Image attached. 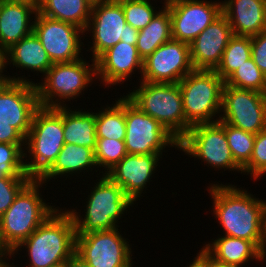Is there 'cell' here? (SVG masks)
Returning a JSON list of instances; mask_svg holds the SVG:
<instances>
[{"instance_id":"1","label":"cell","mask_w":266,"mask_h":267,"mask_svg":"<svg viewBox=\"0 0 266 267\" xmlns=\"http://www.w3.org/2000/svg\"><path fill=\"white\" fill-rule=\"evenodd\" d=\"M213 215L226 236L253 242L261 251L264 239L266 201L232 184H210Z\"/></svg>"},{"instance_id":"2","label":"cell","mask_w":266,"mask_h":267,"mask_svg":"<svg viewBox=\"0 0 266 267\" xmlns=\"http://www.w3.org/2000/svg\"><path fill=\"white\" fill-rule=\"evenodd\" d=\"M59 207L9 256L27 249L26 267H53L65 263L75 253L76 230L68 209Z\"/></svg>"},{"instance_id":"3","label":"cell","mask_w":266,"mask_h":267,"mask_svg":"<svg viewBox=\"0 0 266 267\" xmlns=\"http://www.w3.org/2000/svg\"><path fill=\"white\" fill-rule=\"evenodd\" d=\"M42 185L39 179H31L0 217V251L4 255H10L58 208L45 203Z\"/></svg>"},{"instance_id":"4","label":"cell","mask_w":266,"mask_h":267,"mask_svg":"<svg viewBox=\"0 0 266 267\" xmlns=\"http://www.w3.org/2000/svg\"><path fill=\"white\" fill-rule=\"evenodd\" d=\"M64 144L63 107L40 106L25 138L24 158L29 155L24 160L27 175L39 179L52 166Z\"/></svg>"},{"instance_id":"5","label":"cell","mask_w":266,"mask_h":267,"mask_svg":"<svg viewBox=\"0 0 266 267\" xmlns=\"http://www.w3.org/2000/svg\"><path fill=\"white\" fill-rule=\"evenodd\" d=\"M91 188L86 197L85 215L81 216V211L76 212V209L68 210L73 218L76 234L117 228L118 220L127 213V209L130 210V206L135 205L123 189L106 174H102Z\"/></svg>"},{"instance_id":"6","label":"cell","mask_w":266,"mask_h":267,"mask_svg":"<svg viewBox=\"0 0 266 267\" xmlns=\"http://www.w3.org/2000/svg\"><path fill=\"white\" fill-rule=\"evenodd\" d=\"M178 84L185 113V134L194 125L219 121L225 82L214 70H194Z\"/></svg>"},{"instance_id":"7","label":"cell","mask_w":266,"mask_h":267,"mask_svg":"<svg viewBox=\"0 0 266 267\" xmlns=\"http://www.w3.org/2000/svg\"><path fill=\"white\" fill-rule=\"evenodd\" d=\"M83 58L54 63L47 70L42 82L35 83L40 106L47 108L68 106L65 104L66 101L76 99L89 84L92 85L96 77V61L91 58L92 64H89Z\"/></svg>"},{"instance_id":"8","label":"cell","mask_w":266,"mask_h":267,"mask_svg":"<svg viewBox=\"0 0 266 267\" xmlns=\"http://www.w3.org/2000/svg\"><path fill=\"white\" fill-rule=\"evenodd\" d=\"M139 82L140 86L133 88L126 97L179 141L185 135V113L179 84Z\"/></svg>"},{"instance_id":"9","label":"cell","mask_w":266,"mask_h":267,"mask_svg":"<svg viewBox=\"0 0 266 267\" xmlns=\"http://www.w3.org/2000/svg\"><path fill=\"white\" fill-rule=\"evenodd\" d=\"M92 33L93 60H97L106 50L119 41L131 45L137 44L139 31L126 24L122 9V0H110L93 3L91 16L84 32Z\"/></svg>"},{"instance_id":"10","label":"cell","mask_w":266,"mask_h":267,"mask_svg":"<svg viewBox=\"0 0 266 267\" xmlns=\"http://www.w3.org/2000/svg\"><path fill=\"white\" fill-rule=\"evenodd\" d=\"M178 149L190 158L202 160L207 167L242 174V168L233 159L224 128L218 122L192 126L179 140Z\"/></svg>"},{"instance_id":"11","label":"cell","mask_w":266,"mask_h":267,"mask_svg":"<svg viewBox=\"0 0 266 267\" xmlns=\"http://www.w3.org/2000/svg\"><path fill=\"white\" fill-rule=\"evenodd\" d=\"M125 122V145L128 154L162 156L167 146L179 150V141L157 120L142 112L126 96Z\"/></svg>"},{"instance_id":"12","label":"cell","mask_w":266,"mask_h":267,"mask_svg":"<svg viewBox=\"0 0 266 267\" xmlns=\"http://www.w3.org/2000/svg\"><path fill=\"white\" fill-rule=\"evenodd\" d=\"M118 228L76 234L75 254L91 267H133L132 245Z\"/></svg>"},{"instance_id":"13","label":"cell","mask_w":266,"mask_h":267,"mask_svg":"<svg viewBox=\"0 0 266 267\" xmlns=\"http://www.w3.org/2000/svg\"><path fill=\"white\" fill-rule=\"evenodd\" d=\"M219 120L256 135L266 129V94L224 85Z\"/></svg>"},{"instance_id":"14","label":"cell","mask_w":266,"mask_h":267,"mask_svg":"<svg viewBox=\"0 0 266 267\" xmlns=\"http://www.w3.org/2000/svg\"><path fill=\"white\" fill-rule=\"evenodd\" d=\"M33 32L40 39L52 63L71 62L83 57L81 41L85 32L78 26L55 20L38 11L33 21Z\"/></svg>"},{"instance_id":"15","label":"cell","mask_w":266,"mask_h":267,"mask_svg":"<svg viewBox=\"0 0 266 267\" xmlns=\"http://www.w3.org/2000/svg\"><path fill=\"white\" fill-rule=\"evenodd\" d=\"M194 70L189 44L171 39L143 60L140 81L179 83Z\"/></svg>"},{"instance_id":"16","label":"cell","mask_w":266,"mask_h":267,"mask_svg":"<svg viewBox=\"0 0 266 267\" xmlns=\"http://www.w3.org/2000/svg\"><path fill=\"white\" fill-rule=\"evenodd\" d=\"M170 12L172 39L190 44L222 15V2L180 0L167 6Z\"/></svg>"},{"instance_id":"17","label":"cell","mask_w":266,"mask_h":267,"mask_svg":"<svg viewBox=\"0 0 266 267\" xmlns=\"http://www.w3.org/2000/svg\"><path fill=\"white\" fill-rule=\"evenodd\" d=\"M39 107L34 83L9 80L0 86V122L9 123L24 138Z\"/></svg>"},{"instance_id":"18","label":"cell","mask_w":266,"mask_h":267,"mask_svg":"<svg viewBox=\"0 0 266 267\" xmlns=\"http://www.w3.org/2000/svg\"><path fill=\"white\" fill-rule=\"evenodd\" d=\"M160 158H162L161 155L127 154L106 175L136 203L140 200L138 198L143 196L141 194H144V189H147V183L150 185Z\"/></svg>"},{"instance_id":"19","label":"cell","mask_w":266,"mask_h":267,"mask_svg":"<svg viewBox=\"0 0 266 267\" xmlns=\"http://www.w3.org/2000/svg\"><path fill=\"white\" fill-rule=\"evenodd\" d=\"M232 36L230 23L222 14L189 44L194 69L215 70Z\"/></svg>"},{"instance_id":"20","label":"cell","mask_w":266,"mask_h":267,"mask_svg":"<svg viewBox=\"0 0 266 267\" xmlns=\"http://www.w3.org/2000/svg\"><path fill=\"white\" fill-rule=\"evenodd\" d=\"M142 69L143 59L136 45L119 41L96 60V79L101 80L105 87H113L131 79L134 71H140L142 77Z\"/></svg>"},{"instance_id":"21","label":"cell","mask_w":266,"mask_h":267,"mask_svg":"<svg viewBox=\"0 0 266 267\" xmlns=\"http://www.w3.org/2000/svg\"><path fill=\"white\" fill-rule=\"evenodd\" d=\"M222 14L233 35L252 37L266 31V0H224Z\"/></svg>"},{"instance_id":"22","label":"cell","mask_w":266,"mask_h":267,"mask_svg":"<svg viewBox=\"0 0 266 267\" xmlns=\"http://www.w3.org/2000/svg\"><path fill=\"white\" fill-rule=\"evenodd\" d=\"M37 8L36 5L25 2L0 0V48L3 51L6 52L33 32L32 20L38 11Z\"/></svg>"},{"instance_id":"23","label":"cell","mask_w":266,"mask_h":267,"mask_svg":"<svg viewBox=\"0 0 266 267\" xmlns=\"http://www.w3.org/2000/svg\"><path fill=\"white\" fill-rule=\"evenodd\" d=\"M212 240L203 248L218 262L242 267L250 259L258 262L265 260L262 251L249 240L226 235Z\"/></svg>"},{"instance_id":"24","label":"cell","mask_w":266,"mask_h":267,"mask_svg":"<svg viewBox=\"0 0 266 267\" xmlns=\"http://www.w3.org/2000/svg\"><path fill=\"white\" fill-rule=\"evenodd\" d=\"M96 167L94 149L75 144H64L52 166L39 180L45 184L50 181V179H57L62 176L68 177L69 175L73 176L80 174L82 171L84 173L89 172L90 169L92 172Z\"/></svg>"},{"instance_id":"25","label":"cell","mask_w":266,"mask_h":267,"mask_svg":"<svg viewBox=\"0 0 266 267\" xmlns=\"http://www.w3.org/2000/svg\"><path fill=\"white\" fill-rule=\"evenodd\" d=\"M8 64L15 66L16 69L40 72L43 76L53 65L40 39L34 32L6 51V65Z\"/></svg>"},{"instance_id":"26","label":"cell","mask_w":266,"mask_h":267,"mask_svg":"<svg viewBox=\"0 0 266 267\" xmlns=\"http://www.w3.org/2000/svg\"><path fill=\"white\" fill-rule=\"evenodd\" d=\"M68 107H63L65 144H75L95 150L97 142L95 111H82L83 109L79 110V108L72 110Z\"/></svg>"},{"instance_id":"27","label":"cell","mask_w":266,"mask_h":267,"mask_svg":"<svg viewBox=\"0 0 266 267\" xmlns=\"http://www.w3.org/2000/svg\"><path fill=\"white\" fill-rule=\"evenodd\" d=\"M92 6L91 0H40L37 10L41 15L72 23L85 30Z\"/></svg>"},{"instance_id":"28","label":"cell","mask_w":266,"mask_h":267,"mask_svg":"<svg viewBox=\"0 0 266 267\" xmlns=\"http://www.w3.org/2000/svg\"><path fill=\"white\" fill-rule=\"evenodd\" d=\"M172 39V28L170 12L167 7L162 9L154 16L150 23L139 30L137 38V51L144 60L152 54L159 46Z\"/></svg>"},{"instance_id":"29","label":"cell","mask_w":266,"mask_h":267,"mask_svg":"<svg viewBox=\"0 0 266 267\" xmlns=\"http://www.w3.org/2000/svg\"><path fill=\"white\" fill-rule=\"evenodd\" d=\"M101 109L95 112L97 138L125 141V95L115 100L112 106L106 105Z\"/></svg>"},{"instance_id":"30","label":"cell","mask_w":266,"mask_h":267,"mask_svg":"<svg viewBox=\"0 0 266 267\" xmlns=\"http://www.w3.org/2000/svg\"><path fill=\"white\" fill-rule=\"evenodd\" d=\"M249 58H251V37L233 35L223 52L220 64L214 71L225 81Z\"/></svg>"},{"instance_id":"31","label":"cell","mask_w":266,"mask_h":267,"mask_svg":"<svg viewBox=\"0 0 266 267\" xmlns=\"http://www.w3.org/2000/svg\"><path fill=\"white\" fill-rule=\"evenodd\" d=\"M224 82V85L266 94V75L257 67L252 58L238 67Z\"/></svg>"},{"instance_id":"32","label":"cell","mask_w":266,"mask_h":267,"mask_svg":"<svg viewBox=\"0 0 266 267\" xmlns=\"http://www.w3.org/2000/svg\"><path fill=\"white\" fill-rule=\"evenodd\" d=\"M218 123L224 128L233 159L243 168L250 161L254 148L255 134L235 128L220 120Z\"/></svg>"},{"instance_id":"33","label":"cell","mask_w":266,"mask_h":267,"mask_svg":"<svg viewBox=\"0 0 266 267\" xmlns=\"http://www.w3.org/2000/svg\"><path fill=\"white\" fill-rule=\"evenodd\" d=\"M25 144L0 143V173L5 177L30 178L24 165Z\"/></svg>"},{"instance_id":"34","label":"cell","mask_w":266,"mask_h":267,"mask_svg":"<svg viewBox=\"0 0 266 267\" xmlns=\"http://www.w3.org/2000/svg\"><path fill=\"white\" fill-rule=\"evenodd\" d=\"M94 152L97 168L105 169L102 174H107L128 154L125 141L107 138H97Z\"/></svg>"},{"instance_id":"35","label":"cell","mask_w":266,"mask_h":267,"mask_svg":"<svg viewBox=\"0 0 266 267\" xmlns=\"http://www.w3.org/2000/svg\"><path fill=\"white\" fill-rule=\"evenodd\" d=\"M152 5L151 0H122L126 24L131 25L138 31L145 28L162 9L159 8L157 11Z\"/></svg>"},{"instance_id":"36","label":"cell","mask_w":266,"mask_h":267,"mask_svg":"<svg viewBox=\"0 0 266 267\" xmlns=\"http://www.w3.org/2000/svg\"><path fill=\"white\" fill-rule=\"evenodd\" d=\"M242 173L256 181L266 175V129L255 135L250 161L242 168ZM265 174V175H264Z\"/></svg>"},{"instance_id":"37","label":"cell","mask_w":266,"mask_h":267,"mask_svg":"<svg viewBox=\"0 0 266 267\" xmlns=\"http://www.w3.org/2000/svg\"><path fill=\"white\" fill-rule=\"evenodd\" d=\"M31 178L5 177L0 173V217L13 203L20 190Z\"/></svg>"},{"instance_id":"38","label":"cell","mask_w":266,"mask_h":267,"mask_svg":"<svg viewBox=\"0 0 266 267\" xmlns=\"http://www.w3.org/2000/svg\"><path fill=\"white\" fill-rule=\"evenodd\" d=\"M251 58L266 75V31L251 37Z\"/></svg>"},{"instance_id":"39","label":"cell","mask_w":266,"mask_h":267,"mask_svg":"<svg viewBox=\"0 0 266 267\" xmlns=\"http://www.w3.org/2000/svg\"><path fill=\"white\" fill-rule=\"evenodd\" d=\"M0 143L25 144V138L7 122H0Z\"/></svg>"},{"instance_id":"40","label":"cell","mask_w":266,"mask_h":267,"mask_svg":"<svg viewBox=\"0 0 266 267\" xmlns=\"http://www.w3.org/2000/svg\"><path fill=\"white\" fill-rule=\"evenodd\" d=\"M187 267H209V253L202 247L193 262Z\"/></svg>"},{"instance_id":"41","label":"cell","mask_w":266,"mask_h":267,"mask_svg":"<svg viewBox=\"0 0 266 267\" xmlns=\"http://www.w3.org/2000/svg\"><path fill=\"white\" fill-rule=\"evenodd\" d=\"M25 75H23L22 77L20 76H17L15 77L14 75L13 76H8V75H5V74H2L0 73V86H2L4 83H6L7 81H15V82H28V83H34L32 80L30 81V79H27Z\"/></svg>"},{"instance_id":"42","label":"cell","mask_w":266,"mask_h":267,"mask_svg":"<svg viewBox=\"0 0 266 267\" xmlns=\"http://www.w3.org/2000/svg\"><path fill=\"white\" fill-rule=\"evenodd\" d=\"M67 267H91L88 263L84 262L75 253L67 261Z\"/></svg>"},{"instance_id":"43","label":"cell","mask_w":266,"mask_h":267,"mask_svg":"<svg viewBox=\"0 0 266 267\" xmlns=\"http://www.w3.org/2000/svg\"><path fill=\"white\" fill-rule=\"evenodd\" d=\"M6 67V52L0 48V73L4 74L5 71L7 72V70H5Z\"/></svg>"},{"instance_id":"44","label":"cell","mask_w":266,"mask_h":267,"mask_svg":"<svg viewBox=\"0 0 266 267\" xmlns=\"http://www.w3.org/2000/svg\"><path fill=\"white\" fill-rule=\"evenodd\" d=\"M209 267H235V266L218 262L209 254Z\"/></svg>"},{"instance_id":"45","label":"cell","mask_w":266,"mask_h":267,"mask_svg":"<svg viewBox=\"0 0 266 267\" xmlns=\"http://www.w3.org/2000/svg\"><path fill=\"white\" fill-rule=\"evenodd\" d=\"M262 253H263L264 259L266 260V208H265V215H264V239H263Z\"/></svg>"},{"instance_id":"46","label":"cell","mask_w":266,"mask_h":267,"mask_svg":"<svg viewBox=\"0 0 266 267\" xmlns=\"http://www.w3.org/2000/svg\"><path fill=\"white\" fill-rule=\"evenodd\" d=\"M9 257V258H8ZM4 255L1 259H0V267H16L17 265L14 266V263L12 262V264L10 265V256L8 255ZM7 258V259H6ZM9 261V262H7Z\"/></svg>"},{"instance_id":"47","label":"cell","mask_w":266,"mask_h":267,"mask_svg":"<svg viewBox=\"0 0 266 267\" xmlns=\"http://www.w3.org/2000/svg\"><path fill=\"white\" fill-rule=\"evenodd\" d=\"M1 1H5V2H25V3H29V4H34L37 7L39 6V2H40V0H1Z\"/></svg>"},{"instance_id":"48","label":"cell","mask_w":266,"mask_h":267,"mask_svg":"<svg viewBox=\"0 0 266 267\" xmlns=\"http://www.w3.org/2000/svg\"><path fill=\"white\" fill-rule=\"evenodd\" d=\"M155 1V0H154ZM164 2L162 3L163 4V7H167L169 5H172L174 3H177L179 2L180 0H163Z\"/></svg>"},{"instance_id":"49","label":"cell","mask_w":266,"mask_h":267,"mask_svg":"<svg viewBox=\"0 0 266 267\" xmlns=\"http://www.w3.org/2000/svg\"><path fill=\"white\" fill-rule=\"evenodd\" d=\"M53 267H67V262L53 266Z\"/></svg>"},{"instance_id":"50","label":"cell","mask_w":266,"mask_h":267,"mask_svg":"<svg viewBox=\"0 0 266 267\" xmlns=\"http://www.w3.org/2000/svg\"><path fill=\"white\" fill-rule=\"evenodd\" d=\"M92 3H96V2H103V1H110V0H91Z\"/></svg>"},{"instance_id":"51","label":"cell","mask_w":266,"mask_h":267,"mask_svg":"<svg viewBox=\"0 0 266 267\" xmlns=\"http://www.w3.org/2000/svg\"><path fill=\"white\" fill-rule=\"evenodd\" d=\"M4 256V254L0 251V259Z\"/></svg>"}]
</instances>
